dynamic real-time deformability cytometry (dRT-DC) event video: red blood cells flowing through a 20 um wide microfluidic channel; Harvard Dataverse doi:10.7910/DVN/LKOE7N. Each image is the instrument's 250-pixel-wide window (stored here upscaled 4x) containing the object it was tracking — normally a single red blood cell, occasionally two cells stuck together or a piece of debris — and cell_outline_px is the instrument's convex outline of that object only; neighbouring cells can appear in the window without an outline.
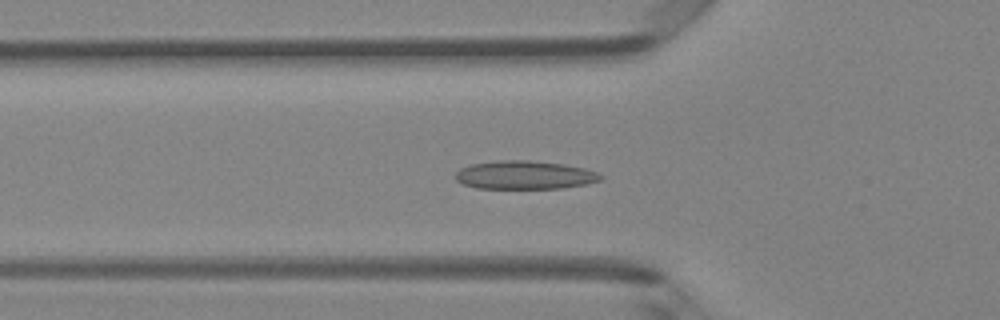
{"species": "Egyptian fruit bat (a non-hibernating species)", "species_latin": "Rousettus aegyptiacus", "temperature_condition": "room temperature", "stored_images_in_passage": 49, "camera_frame_rate_fps": 3000, "um_per_image_px": 0.085, "animal": {"sex": "female"}, "frame": {"image": 1, "passage_image": 16, "time_ms": 5.0, "image_size_px": [1000, 320], "cell_outline_px": [[604, 176], [600, 180], [584, 184], [564, 188], [476, 188], [464, 184], [456, 180], [456, 172], [460, 168], [472, 164], [500, 160], [528, 160], [564, 164], [584, 168], [596, 172]], "centroid_in_image_um": [44.59, 14.87], "position_along_channel_um": 81.2, "area_um2": 23.87}}
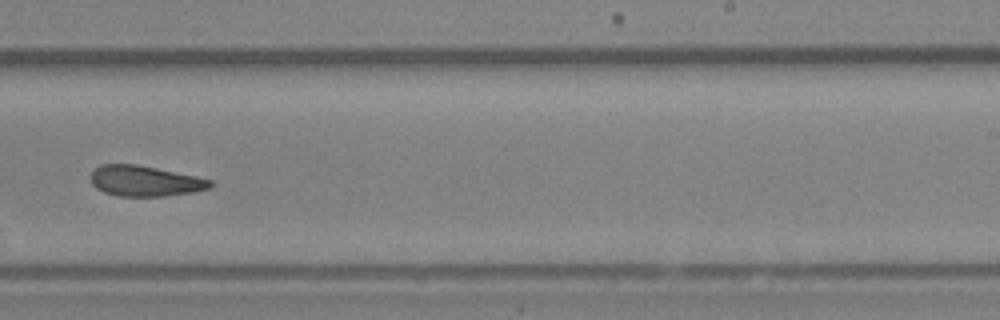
{"frame": {"image": 2, "passage_image": 30, "time_ms": 9.667, "image_size_px": [1000, 320], "cell_outline_px": [[212, 188], [192, 192], [164, 196], [116, 196], [104, 192], [96, 188], [92, 184], [88, 176], [100, 164], [136, 164], [196, 176], [212, 180]], "centroid_in_image_um": [12.29, 15.38], "position_along_channel_um": 276.7, "area_um2": 21.39}}
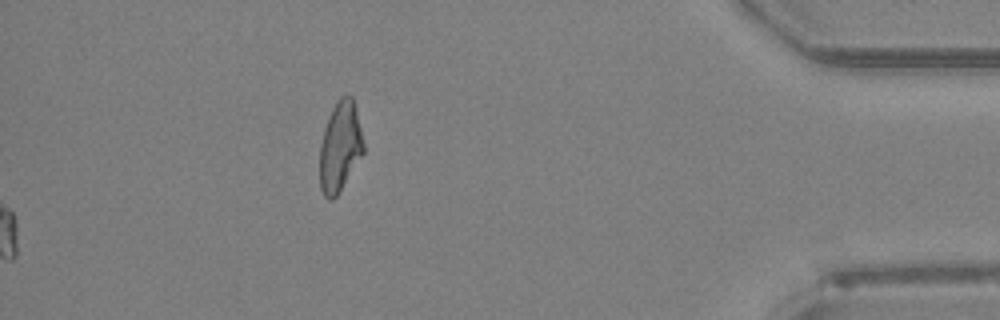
{"frame": {"image": 3, "passage_image": 49, "time_ms": 16.0, "image_size_px": [1000, 320], "cell_outline_px": [[364, 152], [336, 196], [332, 200], [328, 200], [324, 196], [320, 188], [320, 144], [324, 128], [332, 108], [340, 96], [352, 96], [356, 108], [364, 144]], "centroid_in_image_um": [28.89, 12.46], "position_along_channel_um": 406.3, "area_um2": 22.77}, "authors_computed_cell_mechanics": {"area_um2": 22.0218, "velocity_mm_per_s": 4.205, "shape_relaxation_time_tau1_ms": null, "shape_relaxation_time_tau2_ms": 7.6684, "deformation_change_tau1": null, "deformation_change_tau2": 0.1505}}